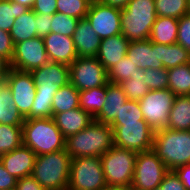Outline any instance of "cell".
Here are the masks:
<instances>
[{"label": "cell", "instance_id": "cell-1", "mask_svg": "<svg viewBox=\"0 0 190 190\" xmlns=\"http://www.w3.org/2000/svg\"><path fill=\"white\" fill-rule=\"evenodd\" d=\"M114 146L113 129L94 120L85 129L66 138L65 149L71 158L101 157Z\"/></svg>", "mask_w": 190, "mask_h": 190}, {"label": "cell", "instance_id": "cell-2", "mask_svg": "<svg viewBox=\"0 0 190 190\" xmlns=\"http://www.w3.org/2000/svg\"><path fill=\"white\" fill-rule=\"evenodd\" d=\"M71 159L66 149L37 155L31 176L47 190H68Z\"/></svg>", "mask_w": 190, "mask_h": 190}, {"label": "cell", "instance_id": "cell-3", "mask_svg": "<svg viewBox=\"0 0 190 190\" xmlns=\"http://www.w3.org/2000/svg\"><path fill=\"white\" fill-rule=\"evenodd\" d=\"M22 135L23 145L36 155L65 149L66 139L52 118L25 119Z\"/></svg>", "mask_w": 190, "mask_h": 190}, {"label": "cell", "instance_id": "cell-4", "mask_svg": "<svg viewBox=\"0 0 190 190\" xmlns=\"http://www.w3.org/2000/svg\"><path fill=\"white\" fill-rule=\"evenodd\" d=\"M152 150L169 170L190 163V130H170L154 132Z\"/></svg>", "mask_w": 190, "mask_h": 190}, {"label": "cell", "instance_id": "cell-5", "mask_svg": "<svg viewBox=\"0 0 190 190\" xmlns=\"http://www.w3.org/2000/svg\"><path fill=\"white\" fill-rule=\"evenodd\" d=\"M156 19L154 0H131L121 9V34L129 42L149 39Z\"/></svg>", "mask_w": 190, "mask_h": 190}, {"label": "cell", "instance_id": "cell-6", "mask_svg": "<svg viewBox=\"0 0 190 190\" xmlns=\"http://www.w3.org/2000/svg\"><path fill=\"white\" fill-rule=\"evenodd\" d=\"M137 152L113 146L100 159L107 186L132 185Z\"/></svg>", "mask_w": 190, "mask_h": 190}, {"label": "cell", "instance_id": "cell-7", "mask_svg": "<svg viewBox=\"0 0 190 190\" xmlns=\"http://www.w3.org/2000/svg\"><path fill=\"white\" fill-rule=\"evenodd\" d=\"M107 186L100 157L71 159L68 190H101Z\"/></svg>", "mask_w": 190, "mask_h": 190}, {"label": "cell", "instance_id": "cell-8", "mask_svg": "<svg viewBox=\"0 0 190 190\" xmlns=\"http://www.w3.org/2000/svg\"><path fill=\"white\" fill-rule=\"evenodd\" d=\"M170 170L153 150L138 152L130 190H153Z\"/></svg>", "mask_w": 190, "mask_h": 190}, {"label": "cell", "instance_id": "cell-9", "mask_svg": "<svg viewBox=\"0 0 190 190\" xmlns=\"http://www.w3.org/2000/svg\"><path fill=\"white\" fill-rule=\"evenodd\" d=\"M176 95L170 89L150 90L139 100L144 120L154 130L166 128Z\"/></svg>", "mask_w": 190, "mask_h": 190}, {"label": "cell", "instance_id": "cell-10", "mask_svg": "<svg viewBox=\"0 0 190 190\" xmlns=\"http://www.w3.org/2000/svg\"><path fill=\"white\" fill-rule=\"evenodd\" d=\"M114 145L135 152L152 150L154 130L146 121L124 123L122 126H111Z\"/></svg>", "mask_w": 190, "mask_h": 190}, {"label": "cell", "instance_id": "cell-11", "mask_svg": "<svg viewBox=\"0 0 190 190\" xmlns=\"http://www.w3.org/2000/svg\"><path fill=\"white\" fill-rule=\"evenodd\" d=\"M70 83L83 91L109 83L107 70L96 57H77L70 65Z\"/></svg>", "mask_w": 190, "mask_h": 190}, {"label": "cell", "instance_id": "cell-12", "mask_svg": "<svg viewBox=\"0 0 190 190\" xmlns=\"http://www.w3.org/2000/svg\"><path fill=\"white\" fill-rule=\"evenodd\" d=\"M5 81L11 89L13 103L20 114L25 119H31V107L36 94V85L31 73L10 68Z\"/></svg>", "mask_w": 190, "mask_h": 190}, {"label": "cell", "instance_id": "cell-13", "mask_svg": "<svg viewBox=\"0 0 190 190\" xmlns=\"http://www.w3.org/2000/svg\"><path fill=\"white\" fill-rule=\"evenodd\" d=\"M49 61L42 37H34L14 44L10 68L30 72Z\"/></svg>", "mask_w": 190, "mask_h": 190}, {"label": "cell", "instance_id": "cell-14", "mask_svg": "<svg viewBox=\"0 0 190 190\" xmlns=\"http://www.w3.org/2000/svg\"><path fill=\"white\" fill-rule=\"evenodd\" d=\"M86 19L100 39L121 34V9L119 8L104 5L100 1L91 3Z\"/></svg>", "mask_w": 190, "mask_h": 190}, {"label": "cell", "instance_id": "cell-15", "mask_svg": "<svg viewBox=\"0 0 190 190\" xmlns=\"http://www.w3.org/2000/svg\"><path fill=\"white\" fill-rule=\"evenodd\" d=\"M30 73L36 91L55 93L70 82L69 66L62 63L48 62L44 66L31 70Z\"/></svg>", "mask_w": 190, "mask_h": 190}, {"label": "cell", "instance_id": "cell-16", "mask_svg": "<svg viewBox=\"0 0 190 190\" xmlns=\"http://www.w3.org/2000/svg\"><path fill=\"white\" fill-rule=\"evenodd\" d=\"M36 156L29 147L22 144L13 151L1 155L0 161L10 175L21 179L31 176Z\"/></svg>", "mask_w": 190, "mask_h": 190}, {"label": "cell", "instance_id": "cell-17", "mask_svg": "<svg viewBox=\"0 0 190 190\" xmlns=\"http://www.w3.org/2000/svg\"><path fill=\"white\" fill-rule=\"evenodd\" d=\"M50 62L70 65L77 58V51L72 37L50 32L43 37Z\"/></svg>", "mask_w": 190, "mask_h": 190}, {"label": "cell", "instance_id": "cell-18", "mask_svg": "<svg viewBox=\"0 0 190 190\" xmlns=\"http://www.w3.org/2000/svg\"><path fill=\"white\" fill-rule=\"evenodd\" d=\"M126 56L136 64L138 69L163 68L159 61L158 44L149 39L129 42Z\"/></svg>", "mask_w": 190, "mask_h": 190}, {"label": "cell", "instance_id": "cell-19", "mask_svg": "<svg viewBox=\"0 0 190 190\" xmlns=\"http://www.w3.org/2000/svg\"><path fill=\"white\" fill-rule=\"evenodd\" d=\"M77 57H96L101 39L87 19H80L72 36Z\"/></svg>", "mask_w": 190, "mask_h": 190}, {"label": "cell", "instance_id": "cell-20", "mask_svg": "<svg viewBox=\"0 0 190 190\" xmlns=\"http://www.w3.org/2000/svg\"><path fill=\"white\" fill-rule=\"evenodd\" d=\"M52 119L65 139L85 129L94 121V118L80 107L54 114Z\"/></svg>", "mask_w": 190, "mask_h": 190}, {"label": "cell", "instance_id": "cell-21", "mask_svg": "<svg viewBox=\"0 0 190 190\" xmlns=\"http://www.w3.org/2000/svg\"><path fill=\"white\" fill-rule=\"evenodd\" d=\"M128 45L129 41L123 34L101 39L96 58L108 70L126 56Z\"/></svg>", "mask_w": 190, "mask_h": 190}, {"label": "cell", "instance_id": "cell-22", "mask_svg": "<svg viewBox=\"0 0 190 190\" xmlns=\"http://www.w3.org/2000/svg\"><path fill=\"white\" fill-rule=\"evenodd\" d=\"M126 101H128V98L122 87L119 84L109 82L107 84L106 101L94 120L110 125L119 116V111Z\"/></svg>", "mask_w": 190, "mask_h": 190}, {"label": "cell", "instance_id": "cell-23", "mask_svg": "<svg viewBox=\"0 0 190 190\" xmlns=\"http://www.w3.org/2000/svg\"><path fill=\"white\" fill-rule=\"evenodd\" d=\"M25 118L13 103L11 89L6 81L0 82V123L22 126Z\"/></svg>", "mask_w": 190, "mask_h": 190}, {"label": "cell", "instance_id": "cell-24", "mask_svg": "<svg viewBox=\"0 0 190 190\" xmlns=\"http://www.w3.org/2000/svg\"><path fill=\"white\" fill-rule=\"evenodd\" d=\"M178 20L174 17H157L152 26L149 40L163 45L174 44L178 35Z\"/></svg>", "mask_w": 190, "mask_h": 190}, {"label": "cell", "instance_id": "cell-25", "mask_svg": "<svg viewBox=\"0 0 190 190\" xmlns=\"http://www.w3.org/2000/svg\"><path fill=\"white\" fill-rule=\"evenodd\" d=\"M170 130H190V95L176 96L166 126Z\"/></svg>", "mask_w": 190, "mask_h": 190}, {"label": "cell", "instance_id": "cell-26", "mask_svg": "<svg viewBox=\"0 0 190 190\" xmlns=\"http://www.w3.org/2000/svg\"><path fill=\"white\" fill-rule=\"evenodd\" d=\"M13 44L37 37V21L35 12L29 9L21 16L15 18L13 27L9 31Z\"/></svg>", "mask_w": 190, "mask_h": 190}, {"label": "cell", "instance_id": "cell-27", "mask_svg": "<svg viewBox=\"0 0 190 190\" xmlns=\"http://www.w3.org/2000/svg\"><path fill=\"white\" fill-rule=\"evenodd\" d=\"M158 55L165 69L190 63V52L178 43L158 44Z\"/></svg>", "mask_w": 190, "mask_h": 190}, {"label": "cell", "instance_id": "cell-28", "mask_svg": "<svg viewBox=\"0 0 190 190\" xmlns=\"http://www.w3.org/2000/svg\"><path fill=\"white\" fill-rule=\"evenodd\" d=\"M107 84L79 91V107L88 112L93 118L101 111L106 101Z\"/></svg>", "mask_w": 190, "mask_h": 190}, {"label": "cell", "instance_id": "cell-29", "mask_svg": "<svg viewBox=\"0 0 190 190\" xmlns=\"http://www.w3.org/2000/svg\"><path fill=\"white\" fill-rule=\"evenodd\" d=\"M168 89L176 96L190 95V63L167 69Z\"/></svg>", "mask_w": 190, "mask_h": 190}, {"label": "cell", "instance_id": "cell-30", "mask_svg": "<svg viewBox=\"0 0 190 190\" xmlns=\"http://www.w3.org/2000/svg\"><path fill=\"white\" fill-rule=\"evenodd\" d=\"M53 115L79 107V91L69 82L53 93Z\"/></svg>", "mask_w": 190, "mask_h": 190}, {"label": "cell", "instance_id": "cell-31", "mask_svg": "<svg viewBox=\"0 0 190 190\" xmlns=\"http://www.w3.org/2000/svg\"><path fill=\"white\" fill-rule=\"evenodd\" d=\"M23 144L22 126L0 123V156Z\"/></svg>", "mask_w": 190, "mask_h": 190}, {"label": "cell", "instance_id": "cell-32", "mask_svg": "<svg viewBox=\"0 0 190 190\" xmlns=\"http://www.w3.org/2000/svg\"><path fill=\"white\" fill-rule=\"evenodd\" d=\"M119 85L127 95L128 100L133 101H139L150 91L146 84L144 69H138L137 73Z\"/></svg>", "mask_w": 190, "mask_h": 190}, {"label": "cell", "instance_id": "cell-33", "mask_svg": "<svg viewBox=\"0 0 190 190\" xmlns=\"http://www.w3.org/2000/svg\"><path fill=\"white\" fill-rule=\"evenodd\" d=\"M29 10L28 7L10 0H0V29L9 32L13 27L15 18Z\"/></svg>", "mask_w": 190, "mask_h": 190}, {"label": "cell", "instance_id": "cell-34", "mask_svg": "<svg viewBox=\"0 0 190 190\" xmlns=\"http://www.w3.org/2000/svg\"><path fill=\"white\" fill-rule=\"evenodd\" d=\"M157 17L180 19L190 13L189 3L185 0H154Z\"/></svg>", "mask_w": 190, "mask_h": 190}, {"label": "cell", "instance_id": "cell-35", "mask_svg": "<svg viewBox=\"0 0 190 190\" xmlns=\"http://www.w3.org/2000/svg\"><path fill=\"white\" fill-rule=\"evenodd\" d=\"M138 67L129 57L125 56L121 61L107 70V78L110 83L120 84L137 73Z\"/></svg>", "mask_w": 190, "mask_h": 190}, {"label": "cell", "instance_id": "cell-36", "mask_svg": "<svg viewBox=\"0 0 190 190\" xmlns=\"http://www.w3.org/2000/svg\"><path fill=\"white\" fill-rule=\"evenodd\" d=\"M53 93L36 91L35 99L31 107V119L52 118Z\"/></svg>", "mask_w": 190, "mask_h": 190}, {"label": "cell", "instance_id": "cell-37", "mask_svg": "<svg viewBox=\"0 0 190 190\" xmlns=\"http://www.w3.org/2000/svg\"><path fill=\"white\" fill-rule=\"evenodd\" d=\"M145 121L142 114L139 101L128 100L122 105L119 116L110 124V126H122L124 123Z\"/></svg>", "mask_w": 190, "mask_h": 190}, {"label": "cell", "instance_id": "cell-38", "mask_svg": "<svg viewBox=\"0 0 190 190\" xmlns=\"http://www.w3.org/2000/svg\"><path fill=\"white\" fill-rule=\"evenodd\" d=\"M90 2L87 0H57V12L77 19H85Z\"/></svg>", "mask_w": 190, "mask_h": 190}, {"label": "cell", "instance_id": "cell-39", "mask_svg": "<svg viewBox=\"0 0 190 190\" xmlns=\"http://www.w3.org/2000/svg\"><path fill=\"white\" fill-rule=\"evenodd\" d=\"M79 19L56 12L52 16L51 32L72 37Z\"/></svg>", "mask_w": 190, "mask_h": 190}, {"label": "cell", "instance_id": "cell-40", "mask_svg": "<svg viewBox=\"0 0 190 190\" xmlns=\"http://www.w3.org/2000/svg\"><path fill=\"white\" fill-rule=\"evenodd\" d=\"M146 84L149 90L168 89L167 69H145Z\"/></svg>", "mask_w": 190, "mask_h": 190}, {"label": "cell", "instance_id": "cell-41", "mask_svg": "<svg viewBox=\"0 0 190 190\" xmlns=\"http://www.w3.org/2000/svg\"><path fill=\"white\" fill-rule=\"evenodd\" d=\"M176 43L190 52V13L183 15L178 20V35Z\"/></svg>", "mask_w": 190, "mask_h": 190}, {"label": "cell", "instance_id": "cell-42", "mask_svg": "<svg viewBox=\"0 0 190 190\" xmlns=\"http://www.w3.org/2000/svg\"><path fill=\"white\" fill-rule=\"evenodd\" d=\"M14 44L9 32L0 29V57L6 59L9 63L13 58Z\"/></svg>", "mask_w": 190, "mask_h": 190}, {"label": "cell", "instance_id": "cell-43", "mask_svg": "<svg viewBox=\"0 0 190 190\" xmlns=\"http://www.w3.org/2000/svg\"><path fill=\"white\" fill-rule=\"evenodd\" d=\"M161 190H186L173 170H170L159 185Z\"/></svg>", "mask_w": 190, "mask_h": 190}, {"label": "cell", "instance_id": "cell-44", "mask_svg": "<svg viewBox=\"0 0 190 190\" xmlns=\"http://www.w3.org/2000/svg\"><path fill=\"white\" fill-rule=\"evenodd\" d=\"M52 14L35 13V21H37L38 37H45L51 32Z\"/></svg>", "mask_w": 190, "mask_h": 190}, {"label": "cell", "instance_id": "cell-45", "mask_svg": "<svg viewBox=\"0 0 190 190\" xmlns=\"http://www.w3.org/2000/svg\"><path fill=\"white\" fill-rule=\"evenodd\" d=\"M32 10L38 14H54L57 12V0H35Z\"/></svg>", "mask_w": 190, "mask_h": 190}, {"label": "cell", "instance_id": "cell-46", "mask_svg": "<svg viewBox=\"0 0 190 190\" xmlns=\"http://www.w3.org/2000/svg\"><path fill=\"white\" fill-rule=\"evenodd\" d=\"M17 178L10 175L0 161V190H14L17 185Z\"/></svg>", "mask_w": 190, "mask_h": 190}, {"label": "cell", "instance_id": "cell-47", "mask_svg": "<svg viewBox=\"0 0 190 190\" xmlns=\"http://www.w3.org/2000/svg\"><path fill=\"white\" fill-rule=\"evenodd\" d=\"M15 190H47L43 188L32 176L17 180Z\"/></svg>", "mask_w": 190, "mask_h": 190}, {"label": "cell", "instance_id": "cell-48", "mask_svg": "<svg viewBox=\"0 0 190 190\" xmlns=\"http://www.w3.org/2000/svg\"><path fill=\"white\" fill-rule=\"evenodd\" d=\"M178 176L179 180L185 186L186 190H190V163L182 165L173 170Z\"/></svg>", "mask_w": 190, "mask_h": 190}, {"label": "cell", "instance_id": "cell-49", "mask_svg": "<svg viewBox=\"0 0 190 190\" xmlns=\"http://www.w3.org/2000/svg\"><path fill=\"white\" fill-rule=\"evenodd\" d=\"M9 70L10 63L6 59L0 57V82L5 81Z\"/></svg>", "mask_w": 190, "mask_h": 190}, {"label": "cell", "instance_id": "cell-50", "mask_svg": "<svg viewBox=\"0 0 190 190\" xmlns=\"http://www.w3.org/2000/svg\"><path fill=\"white\" fill-rule=\"evenodd\" d=\"M131 0H100L104 5L124 9Z\"/></svg>", "mask_w": 190, "mask_h": 190}, {"label": "cell", "instance_id": "cell-51", "mask_svg": "<svg viewBox=\"0 0 190 190\" xmlns=\"http://www.w3.org/2000/svg\"><path fill=\"white\" fill-rule=\"evenodd\" d=\"M10 1L24 5V6L28 7L29 9H32V7L35 3V0H10Z\"/></svg>", "mask_w": 190, "mask_h": 190}, {"label": "cell", "instance_id": "cell-52", "mask_svg": "<svg viewBox=\"0 0 190 190\" xmlns=\"http://www.w3.org/2000/svg\"><path fill=\"white\" fill-rule=\"evenodd\" d=\"M101 190H130V189L126 187H120V186H105Z\"/></svg>", "mask_w": 190, "mask_h": 190}, {"label": "cell", "instance_id": "cell-53", "mask_svg": "<svg viewBox=\"0 0 190 190\" xmlns=\"http://www.w3.org/2000/svg\"><path fill=\"white\" fill-rule=\"evenodd\" d=\"M90 3H95V2H99L100 0H87Z\"/></svg>", "mask_w": 190, "mask_h": 190}, {"label": "cell", "instance_id": "cell-54", "mask_svg": "<svg viewBox=\"0 0 190 190\" xmlns=\"http://www.w3.org/2000/svg\"><path fill=\"white\" fill-rule=\"evenodd\" d=\"M153 190H161V188H160V187H157V188H155V189H153Z\"/></svg>", "mask_w": 190, "mask_h": 190}]
</instances>
